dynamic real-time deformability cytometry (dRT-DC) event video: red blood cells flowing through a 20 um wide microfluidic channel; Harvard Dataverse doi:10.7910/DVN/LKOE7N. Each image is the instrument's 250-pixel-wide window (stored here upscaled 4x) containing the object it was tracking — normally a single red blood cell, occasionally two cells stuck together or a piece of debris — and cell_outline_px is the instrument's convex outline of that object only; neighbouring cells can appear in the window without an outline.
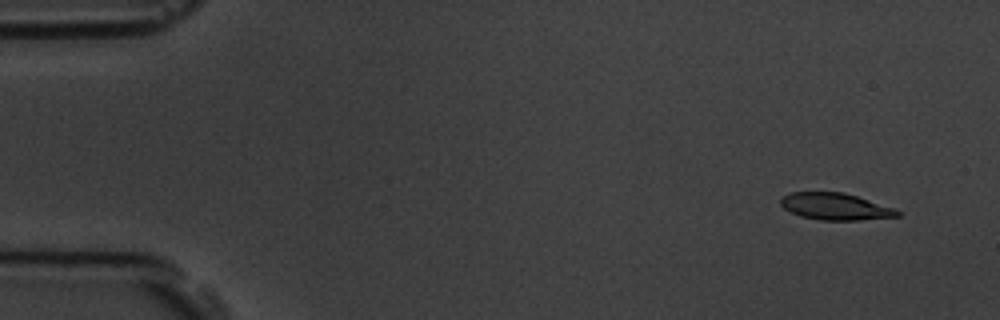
{"species": "common noctule bat (a hibernating species)", "species_latin": "Nyctalus noctula", "temperature_condition": "room temperature", "stored_images_in_passage": 4, "camera_frame_rate_fps": 3000, "um_per_image_px": 0.085, "animal": {"sex": "male", "body_mass_g": 19.5, "forearm_length_mm": 54.6}, "frame": {"image": 1, "passage_image": 1, "time_ms": 0.0, "image_size_px": [1000, 320], "cell_outline_px": [[900, 216], [860, 220], [820, 220], [800, 216], [784, 208], [780, 204], [780, 196], [792, 192], [844, 192], [896, 208], [900, 212]], "centroid_in_image_um": [71.01, 17.55], "position_along_channel_um": 14.0, "area_um2": 18.38}}
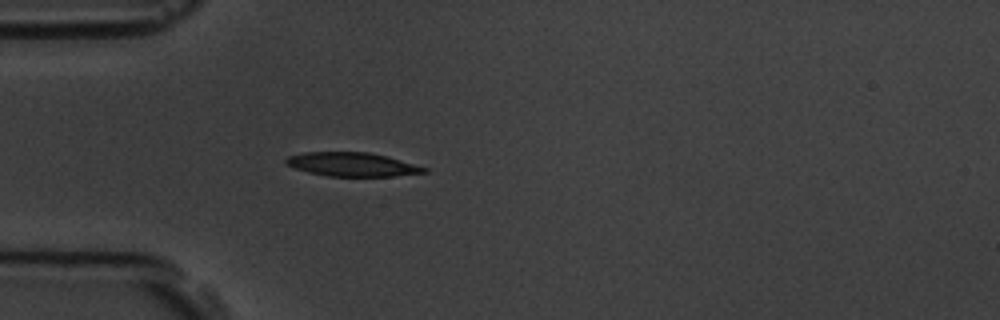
{"frame": {"image": 2, "passage_image": 4, "time_ms": 4.0, "image_size_px": [1000, 320], "cell_outline_px": [[428, 172], [396, 176], [328, 176], [308, 172], [284, 164], [284, 160], [288, 156], [304, 152], [368, 152], [384, 156], [428, 168]], "centroid_in_image_um": [29.89, 13.98], "position_along_channel_um": 55.1, "area_um2": 19.02}}